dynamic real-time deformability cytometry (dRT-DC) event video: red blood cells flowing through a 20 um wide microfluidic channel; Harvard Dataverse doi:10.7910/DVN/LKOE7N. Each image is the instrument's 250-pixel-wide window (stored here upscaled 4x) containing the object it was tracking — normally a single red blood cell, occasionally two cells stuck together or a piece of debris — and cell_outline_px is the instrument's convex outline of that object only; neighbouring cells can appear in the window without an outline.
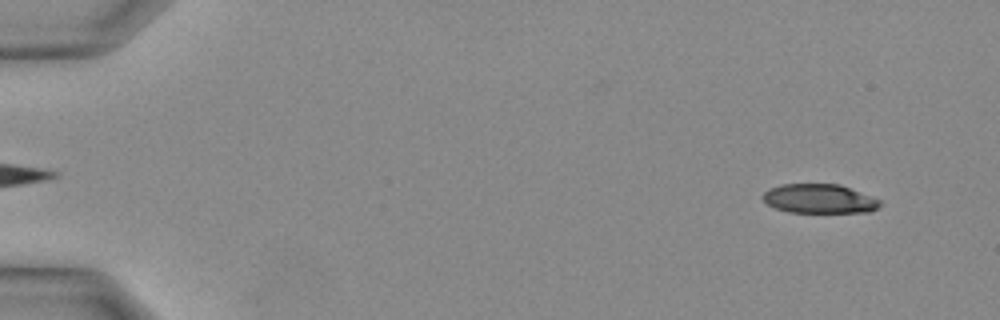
{"species": "Egyptian fruit bat (a non-hibernating species)", "species_latin": "Rousettus aegyptiacus", "temperature_condition": "warm", "stored_images_in_passage": 11, "camera_frame_rate_fps": 3000, "um_per_image_px": 0.085, "animal": {"sex": "female"}, "frame": {"image": 1, "passage_image": 2, "time_ms": 0.333, "image_size_px": [1000, 320], "cell_outline_px": [[884, 204], [868, 212], [788, 212], [776, 208], [768, 204], [760, 196], [768, 188], [780, 184], [840, 184], [880, 200]], "centroid_in_image_um": [69.62, 16.88], "position_along_channel_um": 15.4, "area_um2": 19.94}}